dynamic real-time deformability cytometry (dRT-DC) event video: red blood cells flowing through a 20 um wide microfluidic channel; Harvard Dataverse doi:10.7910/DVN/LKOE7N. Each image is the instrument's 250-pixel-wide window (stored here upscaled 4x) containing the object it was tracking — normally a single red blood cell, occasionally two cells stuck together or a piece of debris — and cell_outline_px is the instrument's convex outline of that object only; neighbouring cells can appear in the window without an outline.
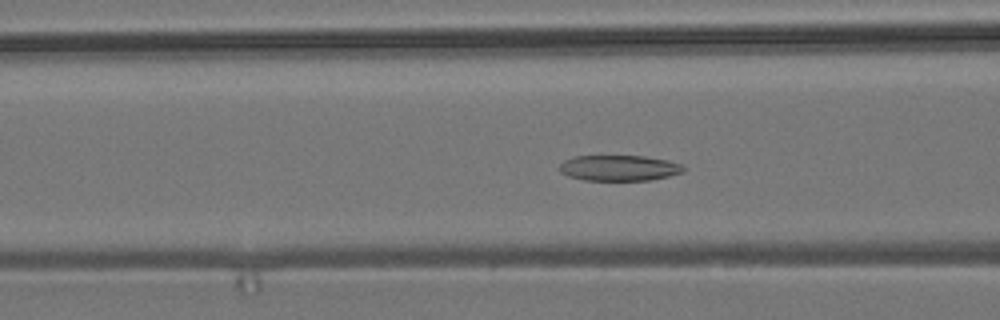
{"species": "common noctule bat (a hibernating species)", "species_latin": "Nyctalus noctula", "temperature_condition": "room temperature", "stored_images_in_passage": 56, "camera_frame_rate_fps": 3000, "um_per_image_px": 0.085, "animal": {"sex": "male", "body_mass_g": 19.2, "forearm_length_mm": 51.8}, "frame": {"image": 1, "passage_image": 22, "time_ms": 7.0, "image_size_px": [1000, 320], "cell_outline_px": [[684, 172], [652, 180], [584, 180], [568, 176], [560, 172], [560, 164], [564, 160], [572, 156], [644, 156], [668, 160], [680, 164], [684, 168]], "centroid_in_image_um": [52.61, 14.28], "position_along_channel_um": 114.0, "area_um2": 18.55}}
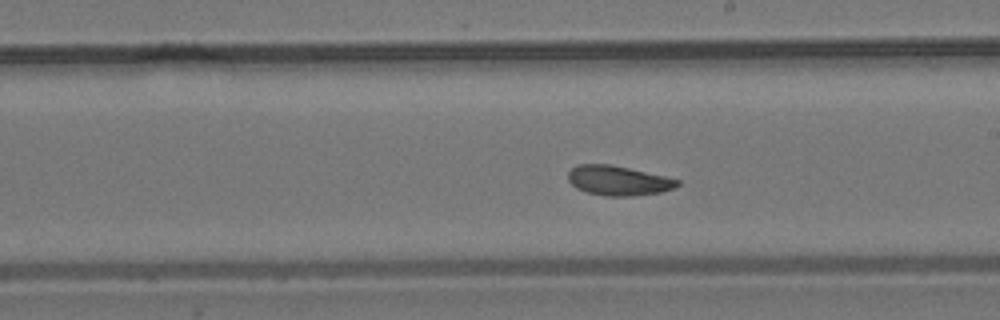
{"frame": {"image": 2, "passage_image": 32, "time_ms": 10.333, "image_size_px": [1000, 320], "cell_outline_px": [[680, 184], [676, 188], [660, 192], [632, 196], [604, 196], [584, 192], [576, 188], [568, 180], [568, 172], [576, 164], [612, 164], [664, 176], [680, 180]], "centroid_in_image_um": [52.54, 15.35], "position_along_channel_um": 236.5, "area_um2": 19.07}}
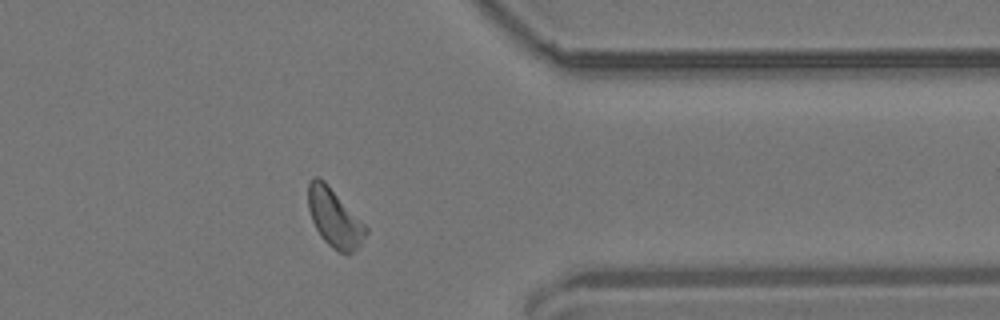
{"frame": {"image": 3, "passage_image": 45, "time_ms": 14.667, "image_size_px": [1000, 320], "cell_outline_px": [[368, 232], [360, 244], [348, 256], [332, 248], [320, 236], [312, 220], [308, 208], [308, 184], [312, 176], [316, 176], [324, 180], [368, 228]], "centroid_in_image_um": [28.41, 18.53], "position_along_channel_um": 383.0, "area_um2": 19.48}, "authors_computed_cell_mechanics": {"area_um2": 19.4786, "velocity_mm_per_s": 3.6692, "shape_relaxation_time_tau1_ms": 3.9814, "shape_relaxation_time_tau2_ms": 3.3275, "deformation_change_tau1": 0.0801, "deformation_change_tau2": 0.0906}}